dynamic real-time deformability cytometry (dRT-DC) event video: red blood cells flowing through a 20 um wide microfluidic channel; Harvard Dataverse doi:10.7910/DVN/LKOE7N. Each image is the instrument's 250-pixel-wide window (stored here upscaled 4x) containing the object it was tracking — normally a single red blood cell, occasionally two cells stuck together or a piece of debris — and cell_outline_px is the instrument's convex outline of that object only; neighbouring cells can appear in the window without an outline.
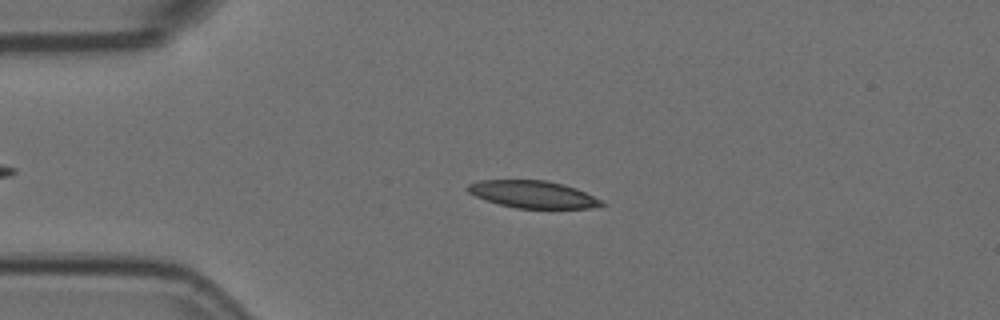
{"species": "Egyptian fruit bat (a non-hibernating species)", "species_latin": "Rousettus aegyptiacus", "temperature_condition": "room temperature", "stored_images_in_passage": 49, "camera_frame_rate_fps": 3000, "um_per_image_px": 0.085, "animal": {"sex": "female"}, "frame": {"image": 1, "passage_image": 12, "time_ms": 3.667, "image_size_px": [1000, 320], "cell_outline_px": [[604, 204], [592, 208], [516, 208], [500, 204], [476, 196], [468, 192], [464, 188], [468, 184], [480, 180], [548, 180], [564, 184], [576, 188], [604, 200]], "centroid_in_image_um": [45.31, 16.51], "position_along_channel_um": 39.7, "area_um2": 21.27}}
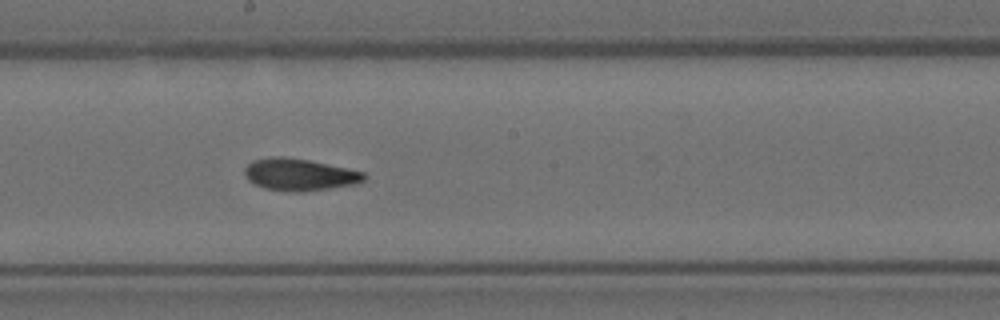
{"frame": {"image": 2, "passage_image": 29, "time_ms": 9.333, "image_size_px": [1000, 320], "cell_outline_px": [[368, 176], [364, 180], [356, 184], [300, 192], [292, 192], [264, 188], [248, 180], [244, 176], [244, 168], [252, 160], [272, 156], [284, 156], [308, 160], [364, 172]], "centroid_in_image_um": [25.42, 14.83], "position_along_channel_um": 222.8, "area_um2": 22.25}}
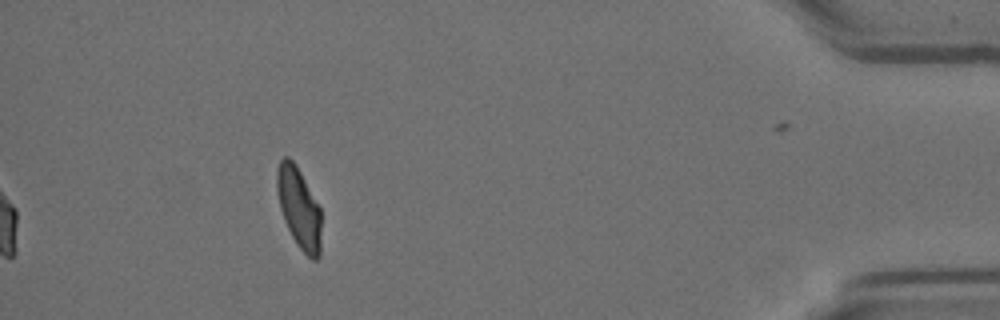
{"frame": {"image": 3, "passage_image": 49, "time_ms": 16.0, "image_size_px": [1000, 320], "cell_outline_px": [[320, 256], [316, 260], [312, 260], [296, 244], [284, 220], [280, 208], [276, 188], [276, 172], [280, 160], [284, 156], [288, 156], [296, 164], [320, 208]], "centroid_in_image_um": [25.39, 17.66], "position_along_channel_um": 409.8, "area_um2": 20.75}, "authors_computed_cell_mechanics": {"area_um2": 21.8484, "velocity_mm_per_s": 3.6957, "shape_relaxation_time_tau1_ms": 8.8683, "shape_relaxation_time_tau2_ms": 2.2622, "deformation_change_tau1": 0.1927, "deformation_change_tau2": 0.0915}}